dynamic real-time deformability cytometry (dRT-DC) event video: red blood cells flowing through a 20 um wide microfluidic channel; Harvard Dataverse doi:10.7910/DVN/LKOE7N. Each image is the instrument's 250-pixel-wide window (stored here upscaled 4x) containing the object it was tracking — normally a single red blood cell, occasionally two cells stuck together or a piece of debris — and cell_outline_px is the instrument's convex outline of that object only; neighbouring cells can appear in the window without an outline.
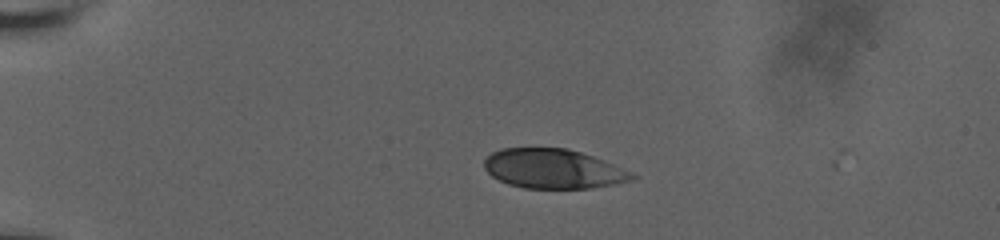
{"species": "human", "species_latin": "Homo sapiens", "temperature_condition": "room temperature", "stored_images_in_passage": 2, "camera_frame_rate_fps": 3000, "um_per_image_px": 0.085, "donor": {"sex": "male"}, "frame": {"image": 1, "passage_image": 1, "time_ms": 0.0, "image_size_px": [1000, 240], "cell_outline_px": [[640, 176], [632, 180], [612, 184], [588, 188], [524, 188], [508, 184], [492, 176], [484, 168], [484, 160], [492, 152], [500, 148], [568, 148], [604, 160], [632, 172]], "centroid_in_image_um": [47.03, 14.34], "position_along_channel_um": 38.0, "area_um2": 33.93}}